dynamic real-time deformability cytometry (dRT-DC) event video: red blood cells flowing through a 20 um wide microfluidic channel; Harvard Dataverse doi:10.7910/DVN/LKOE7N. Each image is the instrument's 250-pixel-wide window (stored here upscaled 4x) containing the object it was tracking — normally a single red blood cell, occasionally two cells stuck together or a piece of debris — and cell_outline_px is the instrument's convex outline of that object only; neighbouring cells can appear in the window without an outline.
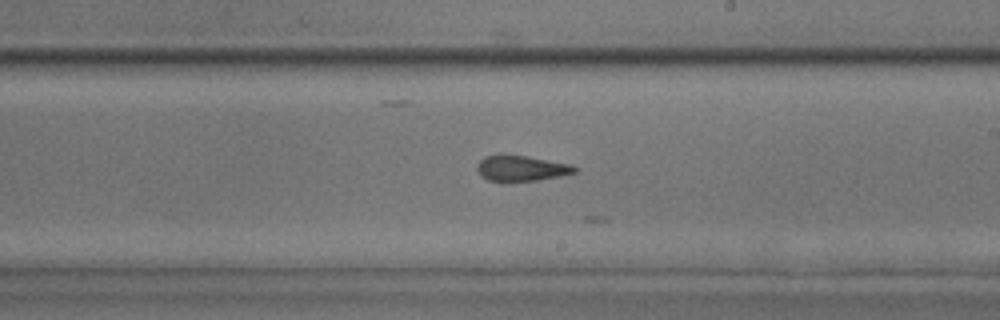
{"species": "common noctule bat (a hibernating species)", "species_latin": "Nyctalus noctula", "temperature_condition": "room temperature", "stored_images_in_passage": 21, "camera_frame_rate_fps": 3000, "um_per_image_px": 0.085, "animal": {"sex": "male", "body_mass_g": 17.9, "forearm_length_mm": 54.2}, "frame": {"image": 1, "passage_image": 14, "time_ms": 4.333, "image_size_px": [1000, 320], "cell_outline_px": [[576, 172], [560, 176], [512, 184], [504, 184], [488, 180], [480, 176], [476, 168], [476, 164], [484, 156], [500, 152], [504, 152], [528, 156], [572, 164], [576, 168]], "centroid_in_image_um": [44.21, 14.31], "position_along_channel_um": 244.8, "area_um2": 15.66}}
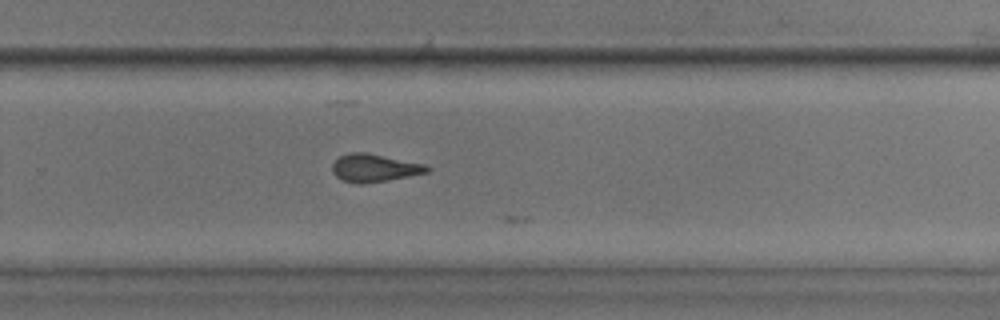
{"frame": {"image": 2, "passage_image": 18, "time_ms": 5.667, "image_size_px": [1000, 320], "cell_outline_px": [[432, 168], [428, 172], [388, 180], [364, 184], [360, 184], [344, 180], [336, 176], [332, 172], [332, 164], [340, 156], [348, 152], [364, 152], [424, 164]], "centroid_in_image_um": [31.81, 14.27], "position_along_channel_um": 298.0, "area_um2": 15.2}}